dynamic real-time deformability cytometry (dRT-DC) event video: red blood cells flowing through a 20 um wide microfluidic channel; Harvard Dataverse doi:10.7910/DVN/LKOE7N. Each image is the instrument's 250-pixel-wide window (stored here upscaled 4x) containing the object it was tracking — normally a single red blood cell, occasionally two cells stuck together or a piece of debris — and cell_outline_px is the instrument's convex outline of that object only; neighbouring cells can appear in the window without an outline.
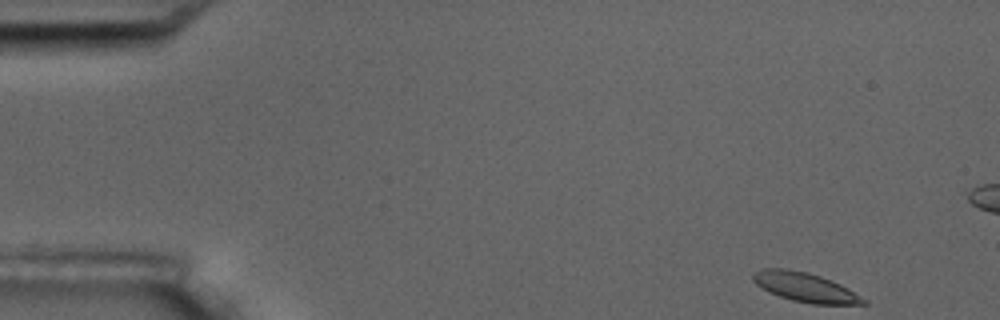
{"species": "common noctule bat (a hibernating species)", "species_latin": "Nyctalus noctula", "temperature_condition": "room temperature", "stored_images_in_passage": 5, "camera_frame_rate_fps": 3000, "um_per_image_px": 0.085, "animal": {"sex": "male", "body_mass_g": 17.5, "forearm_length_mm": 52.3}, "frame": {"image": 1, "passage_image": 1, "time_ms": 0.0, "image_size_px": [1000, 320], "cell_outline_px": [[868, 304], [812, 304], [792, 300], [768, 292], [760, 288], [752, 280], [752, 276], [760, 268], [788, 268], [808, 272], [832, 280], [848, 288], [868, 300]], "centroid_in_image_um": [68.43, 24.41], "position_along_channel_um": 16.6, "area_um2": 19.02}}